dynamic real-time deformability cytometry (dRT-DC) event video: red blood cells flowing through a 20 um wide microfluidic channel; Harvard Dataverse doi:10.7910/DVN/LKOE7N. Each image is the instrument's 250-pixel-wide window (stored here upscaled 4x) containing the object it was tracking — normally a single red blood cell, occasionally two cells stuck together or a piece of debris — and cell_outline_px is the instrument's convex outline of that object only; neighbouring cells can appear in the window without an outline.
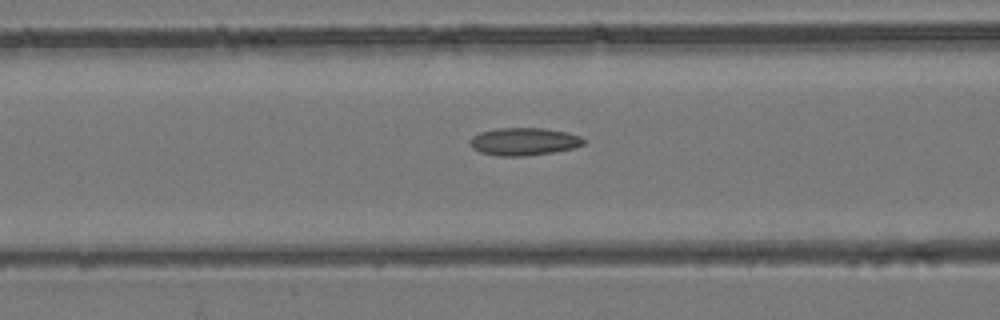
{"species": "common noctule bat (a hibernating species)", "species_latin": "Nyctalus noctula", "temperature_condition": "room temperature", "stored_images_in_passage": 53, "camera_frame_rate_fps": 3000, "um_per_image_px": 0.085, "animal": {"sex": "female", "body_mass_g": 24.6, "forearm_length_mm": 56.2}, "frame": {"image": 1, "passage_image": 22, "time_ms": 7.0, "image_size_px": [1000, 320], "cell_outline_px": [[584, 144], [572, 148], [552, 152], [524, 156], [496, 156], [480, 152], [472, 148], [468, 140], [472, 136], [480, 132], [496, 128], [544, 128], [564, 132], [580, 136], [584, 140]], "centroid_in_image_um": [44.47, 12.03], "position_along_channel_um": 122.1, "area_um2": 18.26}}
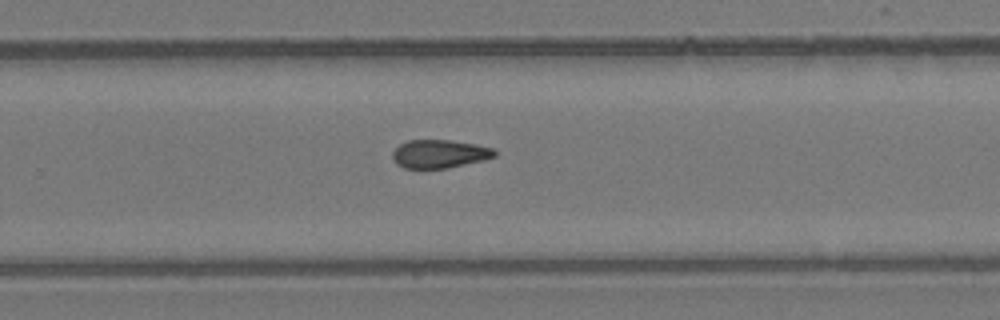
{"frame": {"image": 2, "passage_image": 35, "time_ms": 11.333, "image_size_px": [1000, 320], "cell_outline_px": [[496, 156], [484, 160], [448, 168], [404, 168], [396, 164], [392, 160], [392, 152], [400, 144], [408, 140], [452, 140], [476, 144], [492, 148], [496, 152]], "centroid_in_image_um": [37.34, 13.08], "position_along_channel_um": 292.5, "area_um2": 16.94}}
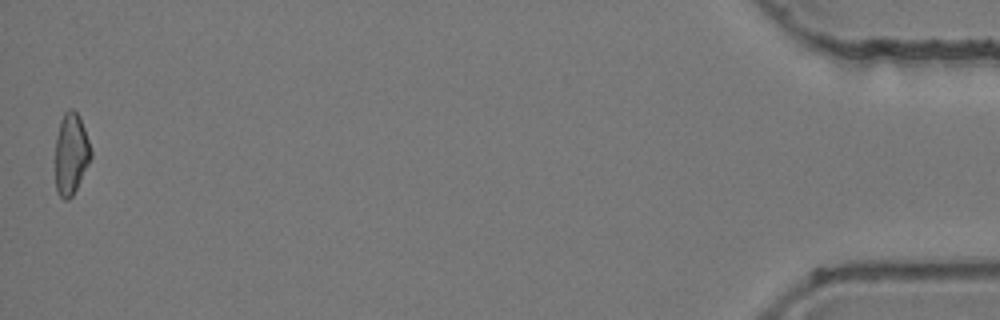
{"frame": {"image": 3, "passage_image": 53, "time_ms": 17.333, "image_size_px": [1000, 320], "cell_outline_px": [[92, 156], [72, 196], [68, 200], [64, 200], [56, 192], [56, 136], [60, 120], [64, 112], [68, 108], [72, 108], [80, 116], [92, 152]], "centroid_in_image_um": [6.03, 13.05], "position_along_channel_um": 429.2, "area_um2": 16.82}, "authors_computed_cell_mechanics": {"area_um2": 17.6868, "velocity_mm_per_s": 3.9413, "shape_relaxation_time_tau1_ms": null, "shape_relaxation_time_tau2_ms": 4.4338, "deformation_change_tau1": null, "deformation_change_tau2": 0.1195}}